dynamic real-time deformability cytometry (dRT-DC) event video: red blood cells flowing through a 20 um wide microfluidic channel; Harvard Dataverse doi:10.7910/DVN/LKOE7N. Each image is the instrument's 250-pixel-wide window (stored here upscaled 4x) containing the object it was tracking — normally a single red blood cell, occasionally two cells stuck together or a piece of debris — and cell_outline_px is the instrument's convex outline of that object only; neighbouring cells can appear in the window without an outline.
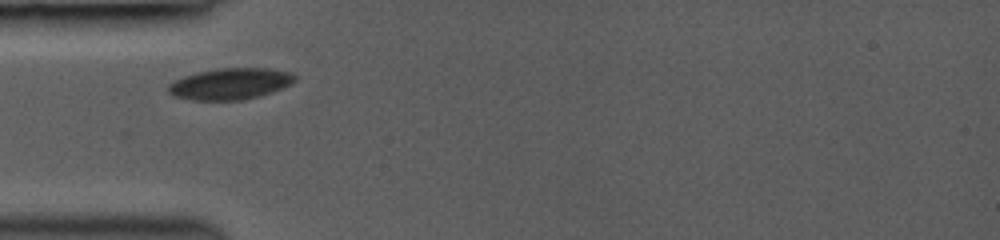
{"species": "common noctule bat (a hibernating species)", "species_latin": "Nyctalus noctula", "temperature_condition": "room temperature", "stored_images_in_passage": 54, "camera_frame_rate_fps": 3000, "um_per_image_px": 0.085, "animal": {"sex": "female", "body_mass_g": 19.0, "forearm_length_mm": 53.3}, "frame": {"image": 1, "passage_image": 1, "time_ms": 0.0, "image_size_px": [1000, 240], "cell_outline_px": [[296, 80], [292, 84], [244, 100], [192, 100], [176, 96], [168, 92], [168, 84], [184, 76], [196, 72], [216, 68], [268, 68], [292, 72], [296, 76]], "centroid_in_image_um": [19.57, 7.11], "position_along_channel_um": 65.4, "area_um2": 23.0}}
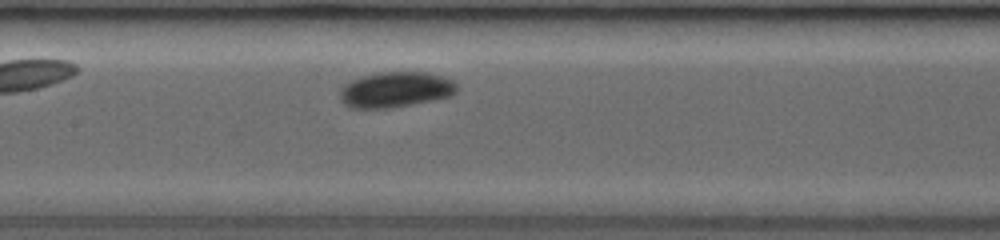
{"frame": {"image": 2, "passage_image": 25, "time_ms": 2.667, "image_size_px": [1000, 240], "cell_outline_px": [[460, 88], [452, 96], [392, 108], [348, 108], [340, 100], [340, 88], [344, 84], [360, 76], [380, 72], [428, 72], [444, 76], [452, 80]], "centroid_in_image_um": [33.63, 7.62], "position_along_channel_um": 173.8, "area_um2": 24.57}}
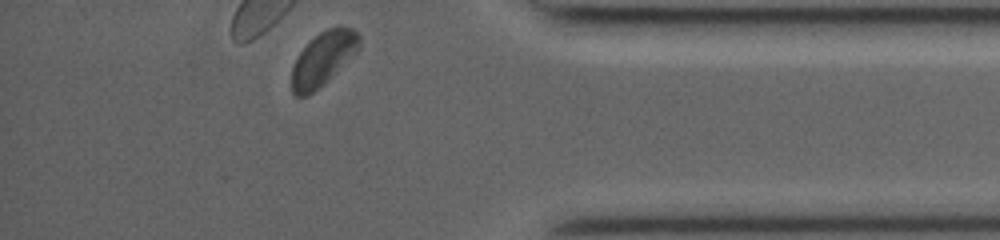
{"frame": {"image": 3, "passage_image": 54, "time_ms": 8.667, "image_size_px": [1000, 240], "cell_outline_px": [[360, 48], [356, 52], [308, 96], [296, 96], [292, 92], [292, 68], [300, 52], [320, 32], [328, 28], [352, 28], [360, 36]], "centroid_in_image_um": [27.45, 4.98], "position_along_channel_um": 407.7, "area_um2": 20.17}, "authors_computed_cell_mechanics": {"area_um2": 24.1026, "velocity_mm_per_s": 4.0807, "shape_relaxation_time_tau1_ms": 1.2552, "shape_relaxation_time_tau2_ms": null, "deformation_change_tau1": 0.0526, "deformation_change_tau2": null}}